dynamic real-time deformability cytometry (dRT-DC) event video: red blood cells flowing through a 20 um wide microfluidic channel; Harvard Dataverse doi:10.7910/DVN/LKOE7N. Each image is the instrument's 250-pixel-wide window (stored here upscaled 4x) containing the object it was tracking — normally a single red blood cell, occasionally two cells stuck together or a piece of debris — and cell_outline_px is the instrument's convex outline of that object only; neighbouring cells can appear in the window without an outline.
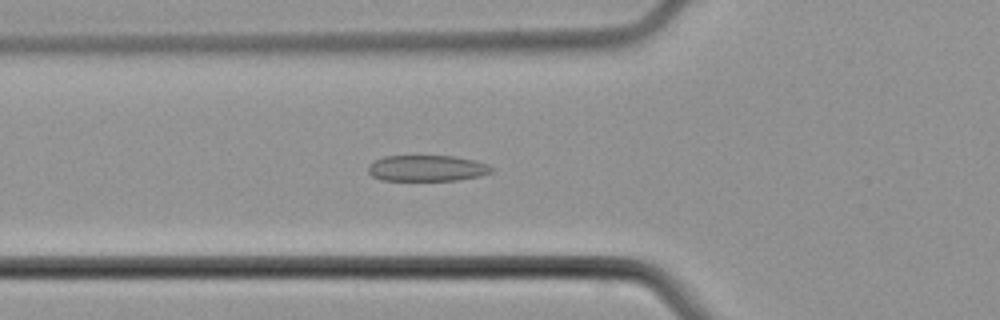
{"species": "common noctule bat (a hibernating species)", "species_latin": "Nyctalus noctula", "temperature_condition": "cold", "stored_images_in_passage": 39, "camera_frame_rate_fps": 3000, "um_per_image_px": 0.085, "animal": {"sex": "male", "body_mass_g": 21.5, "forearm_length_mm": 52.0}, "frame": {"image": 1, "passage_image": 6, "time_ms": 1.667, "image_size_px": [1000, 320], "cell_outline_px": [[492, 172], [480, 176], [460, 180], [380, 180], [372, 176], [368, 172], [368, 164], [384, 156], [456, 156], [476, 160], [488, 164], [492, 168]], "centroid_in_image_um": [36.3, 14.3], "position_along_channel_um": 89.5, "area_um2": 18.84}}
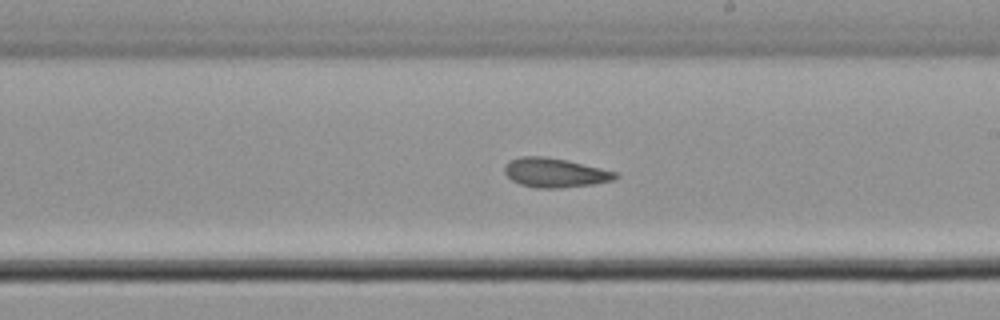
{"frame": {"image": 2, "passage_image": 17, "time_ms": 5.333, "image_size_px": [1000, 320], "cell_outline_px": [[620, 176], [612, 180], [596, 184], [560, 188], [536, 188], [520, 184], [512, 180], [504, 172], [504, 164], [520, 156], [544, 156], [568, 160], [616, 172]], "centroid_in_image_um": [47.16, 14.68], "position_along_channel_um": 241.8, "area_um2": 18.96}}
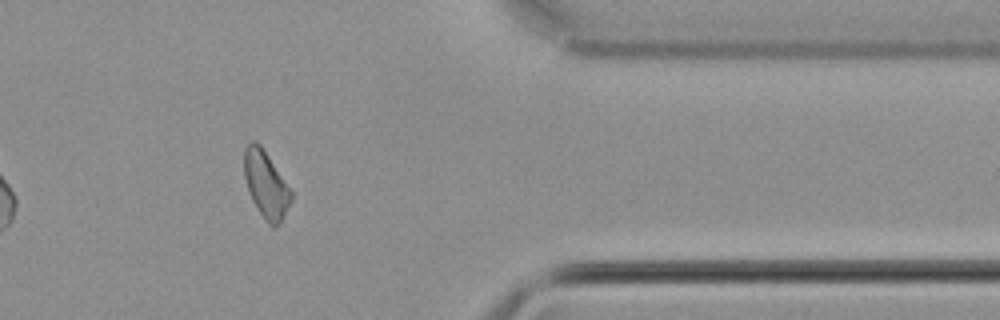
{"frame": {"image": 3, "passage_image": 29, "time_ms": 9.333, "image_size_px": [1000, 320], "cell_outline_px": [[292, 200], [276, 228], [272, 228], [268, 224], [252, 200], [244, 176], [244, 148], [252, 140], [256, 140], [260, 144], [292, 192]], "centroid_in_image_um": [22.59, 15.68], "position_along_channel_um": 388.8, "area_um2": 17.92}}